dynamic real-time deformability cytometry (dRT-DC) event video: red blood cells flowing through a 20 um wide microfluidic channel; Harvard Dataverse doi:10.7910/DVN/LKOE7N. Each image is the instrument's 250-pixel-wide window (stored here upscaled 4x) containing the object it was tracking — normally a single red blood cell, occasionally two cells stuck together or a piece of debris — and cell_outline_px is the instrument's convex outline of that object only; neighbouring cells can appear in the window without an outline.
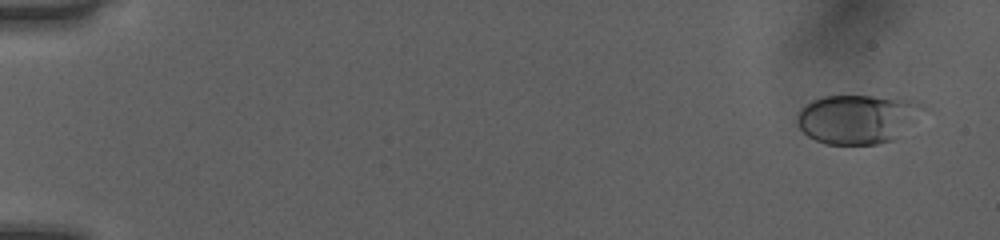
{"species": "human", "species_latin": "Homo sapiens", "temperature_condition": "room temperature", "stored_images_in_passage": 52, "camera_frame_rate_fps": 3000, "um_per_image_px": 0.085, "donor": {"sex": "female"}, "frame": {"image": 1, "passage_image": 3, "time_ms": 0.667, "image_size_px": [1000, 240], "cell_outline_px": [[932, 108], [896, 140], [876, 144], [824, 144], [808, 136], [796, 124], [796, 116], [800, 108], [812, 100], [824, 96], [900, 96], [920, 100], [928, 104]], "centroid_in_image_um": [73.06, 10.08], "position_along_channel_um": 11.9, "area_um2": 37.74}}
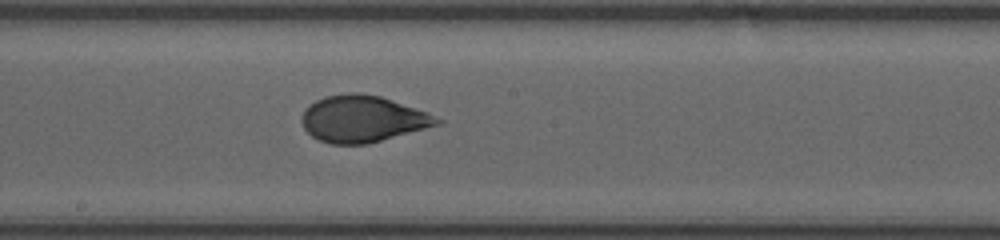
{"frame": {"image": 2, "passage_image": 30, "time_ms": 9.667, "image_size_px": [1000, 240], "cell_outline_px": [[444, 120], [440, 124], [368, 144], [332, 144], [320, 140], [312, 136], [304, 128], [300, 120], [308, 104], [324, 96], [348, 92], [356, 92], [380, 96], [428, 112]], "centroid_in_image_um": [30.81, 10.09], "position_along_channel_um": 217.4, "area_um2": 36.76}}
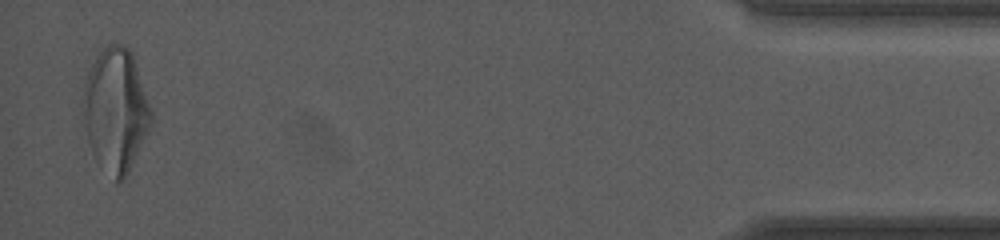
{"frame": {"image": 3, "passage_image": 51, "time_ms": 16.667, "image_size_px": [1000, 240], "cell_outline_px": [[152, 124], [124, 180], [116, 180], [92, 152], [88, 144], [80, 108], [80, 104], [84, 80], [96, 56], [108, 44], [120, 44], [128, 48], [132, 52], [152, 108]], "centroid_in_image_um": [9.81, 9.3], "position_along_channel_um": 425.4, "area_um2": 49.13}, "authors_computed_cell_mechanics": {"area_um2": 36.6452, "velocity_mm_per_s": 4.0403, "shape_relaxation_time_tau1_ms": 4.1945, "shape_relaxation_time_tau2_ms": 0.837, "deformation_change_tau1": 0.1507, "deformation_change_tau2": 0.0599}}